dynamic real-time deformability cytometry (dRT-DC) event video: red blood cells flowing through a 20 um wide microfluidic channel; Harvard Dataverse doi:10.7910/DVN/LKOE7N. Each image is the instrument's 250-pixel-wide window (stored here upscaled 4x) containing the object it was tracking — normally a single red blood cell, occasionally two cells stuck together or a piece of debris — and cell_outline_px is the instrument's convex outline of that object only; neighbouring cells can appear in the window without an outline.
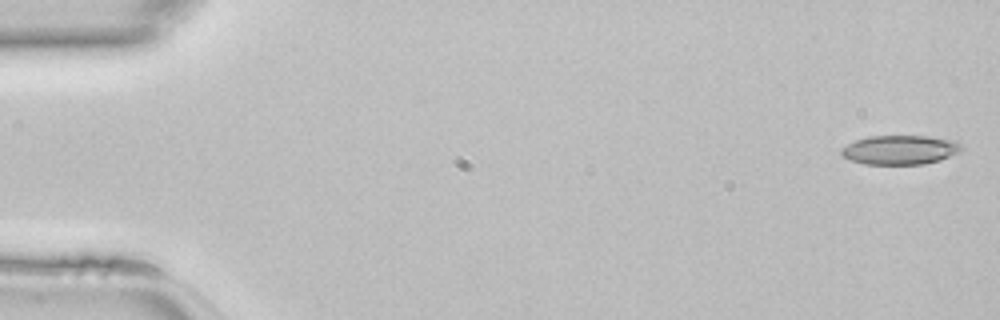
{"species": "common noctule bat (a hibernating species)", "species_latin": "Nyctalus noctula", "temperature_condition": "room temperature", "stored_images_in_passage": 44, "camera_frame_rate_fps": 3000, "um_per_image_px": 0.085, "animal": {"sex": "female", "body_mass_g": 22.7, "forearm_length_mm": 54.2}, "frame": {"image": 1, "passage_image": 1, "time_ms": 0.0, "image_size_px": [1000, 320], "cell_outline_px": [[964, 148], [960, 152], [940, 160], [924, 164], [864, 164], [848, 160], [840, 152], [840, 148], [856, 140], [868, 136], [928, 136], [956, 140]], "centroid_in_image_um": [76.51, 12.74], "position_along_channel_um": 8.5, "area_um2": 20.63}}
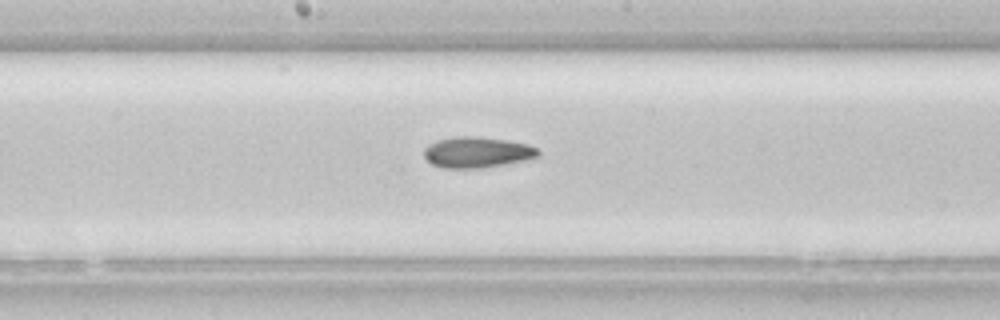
{"frame": {"image": 2, "passage_image": 24, "time_ms": 7.667, "image_size_px": [1000, 320], "cell_outline_px": [[540, 156], [532, 160], [480, 168], [444, 168], [432, 164], [424, 156], [424, 148], [428, 144], [440, 140], [456, 136], [472, 136], [508, 140], [528, 144], [536, 148], [540, 152]], "centroid_in_image_um": [40.61, 12.95], "position_along_channel_um": 207.6, "area_um2": 20.69}}
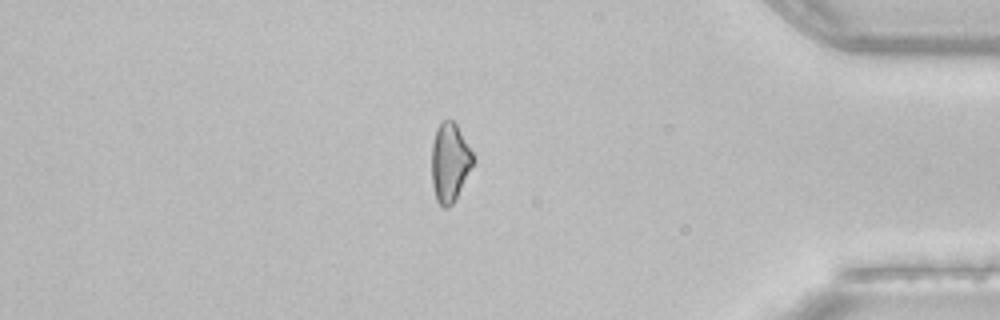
{"frame": {"image": 3, "passage_image": 39, "time_ms": 12.667, "image_size_px": [1000, 320], "cell_outline_px": [[476, 160], [452, 204], [448, 208], [444, 208], [436, 200], [432, 184], [432, 144], [436, 128], [444, 120], [452, 120], [456, 124], [472, 152]], "centroid_in_image_um": [38.23, 13.81], "position_along_channel_um": 397.0, "area_um2": 18.84}}